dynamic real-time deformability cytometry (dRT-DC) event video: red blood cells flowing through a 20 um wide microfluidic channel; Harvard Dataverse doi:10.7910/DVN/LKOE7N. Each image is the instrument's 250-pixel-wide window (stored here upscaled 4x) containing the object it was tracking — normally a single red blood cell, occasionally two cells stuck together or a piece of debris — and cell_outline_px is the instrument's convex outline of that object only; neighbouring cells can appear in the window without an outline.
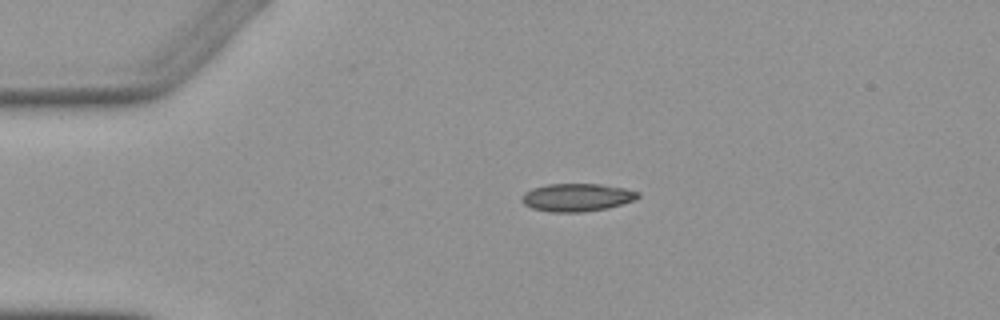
{"species": "Egyptian fruit bat (a non-hibernating species)", "species_latin": "Rousettus aegyptiacus", "temperature_condition": "warm", "stored_images_in_passage": 2, "camera_frame_rate_fps": 3000, "um_per_image_px": 0.085, "animal": {"sex": "female"}, "frame": {"image": 1, "passage_image": 1, "time_ms": 0.0, "image_size_px": [1000, 320], "cell_outline_px": [[640, 196], [632, 200], [608, 208], [584, 212], [552, 212], [532, 208], [524, 204], [520, 200], [524, 192], [532, 188], [548, 184], [600, 184], [624, 188], [640, 192]], "centroid_in_image_um": [49.01, 16.78], "position_along_channel_um": 36.0, "area_um2": 18.84}}